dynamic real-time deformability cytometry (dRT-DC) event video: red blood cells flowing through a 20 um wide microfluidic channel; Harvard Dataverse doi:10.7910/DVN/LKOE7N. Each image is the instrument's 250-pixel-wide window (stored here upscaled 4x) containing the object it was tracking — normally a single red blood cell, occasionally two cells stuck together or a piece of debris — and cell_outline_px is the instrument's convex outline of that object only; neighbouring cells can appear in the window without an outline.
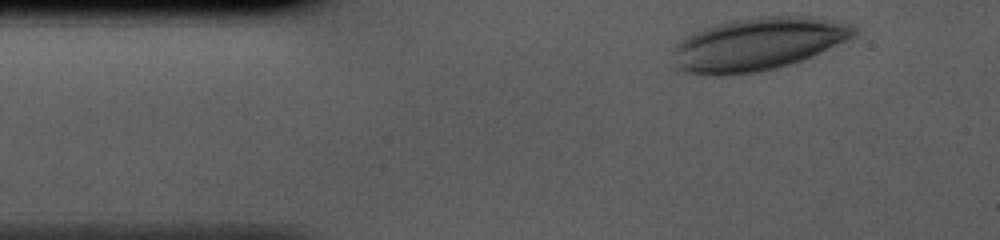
{"species": "human", "species_latin": "Homo sapiens", "temperature_condition": "cold", "stored_images_in_passage": 33, "camera_frame_rate_fps": 3000, "um_per_image_px": 0.085, "donor": {"sex": "male"}, "frame": {"image": 1, "passage_image": 1, "time_ms": 0.0, "image_size_px": [1000, 240], "cell_outline_px": [[860, 32], [856, 36], [848, 40], [812, 56], [776, 68], [756, 72], [720, 76], [704, 76], [684, 72], [676, 68], [672, 52], [676, 44], [684, 36], [692, 32], [728, 20], [760, 16], [816, 16], [852, 24], [860, 28]], "centroid_in_image_um": [64.42, 3.73], "position_along_channel_um": 20.6, "area_um2": 56.64}}
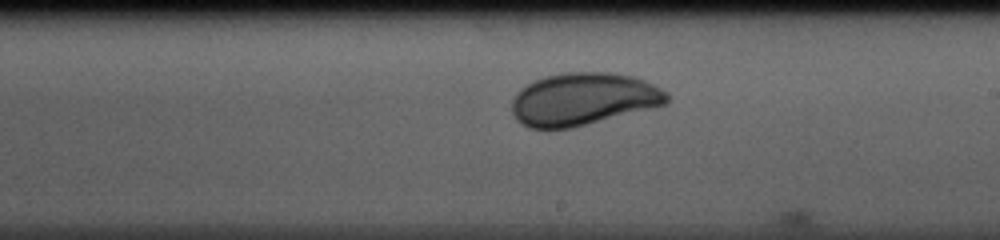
{"frame": {"image": 2, "passage_image": 20, "time_ms": 6.333, "image_size_px": [1000, 240], "cell_outline_px": [[668, 104], [572, 128], [528, 128], [520, 124], [512, 116], [512, 100], [516, 92], [520, 88], [544, 76], [568, 72], [608, 72], [632, 76], [644, 80], [668, 92]], "centroid_in_image_um": [49.55, 8.43], "position_along_channel_um": 239.4, "area_um2": 47.63}}
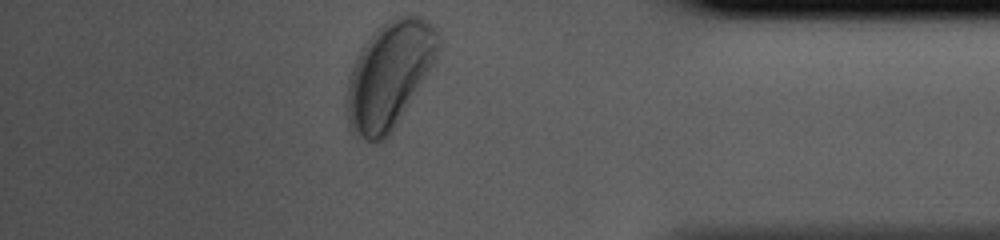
{"frame": {"image": 3, "passage_image": 33, "time_ms": 10.667, "image_size_px": [1000, 240], "cell_outline_px": [[440, 48], [432, 64], [388, 136], [384, 140], [364, 140], [352, 132], [348, 124], [348, 80], [356, 56], [372, 32], [380, 24], [396, 16], [408, 12], [424, 16], [436, 24], [440, 28]], "centroid_in_image_um": [33.13, 6.23], "position_along_channel_um": 402.1, "area_um2": 56.47}}